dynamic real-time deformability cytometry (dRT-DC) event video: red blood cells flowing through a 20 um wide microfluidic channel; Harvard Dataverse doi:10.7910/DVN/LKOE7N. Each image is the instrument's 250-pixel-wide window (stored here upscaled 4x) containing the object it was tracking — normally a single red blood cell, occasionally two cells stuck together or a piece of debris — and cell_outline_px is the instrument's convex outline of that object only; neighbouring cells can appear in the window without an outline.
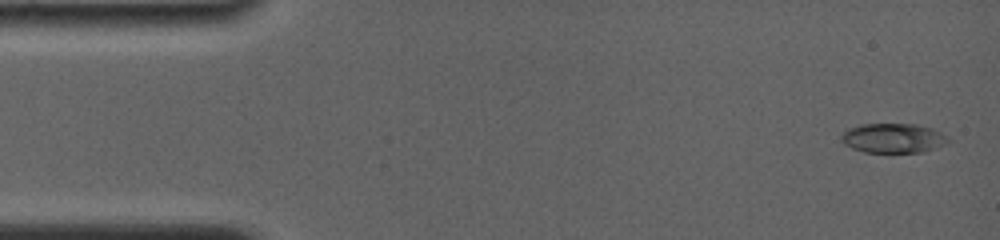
{"species": "common noctule bat (a hibernating species)", "species_latin": "Nyctalus noctula", "temperature_condition": "room temperature", "stored_images_in_passage": 7, "camera_frame_rate_fps": 4000, "um_per_image_px": 0.085, "animal": {"sex": "female", "body_mass_g": 19.0, "forearm_length_mm": 56.7}, "frame": {"image": 1, "passage_image": 1, "time_ms": 0.0, "image_size_px": [1000, 240], "cell_outline_px": [[952, 140], [948, 144], [924, 152], [864, 152], [852, 148], [844, 144], [840, 140], [840, 136], [848, 128], [860, 124], [916, 124], [932, 128], [948, 136]], "centroid_in_image_um": [75.95, 11.74], "position_along_channel_um": 9.0, "area_um2": 18.67}}
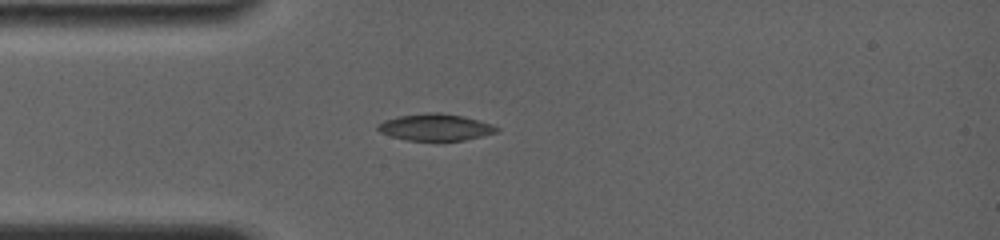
{"frame": {"image": 2, "passage_image": 5, "time_ms": 3.75, "image_size_px": [1000, 240], "cell_outline_px": [[500, 132], [464, 140], [436, 144], [408, 140], [392, 136], [380, 132], [376, 128], [376, 124], [384, 120], [396, 116], [424, 112], [440, 112], [464, 116], [480, 120], [492, 124], [500, 128]], "centroid_in_image_um": [37.03, 10.84], "position_along_channel_um": 48.0, "area_um2": 19.59}}
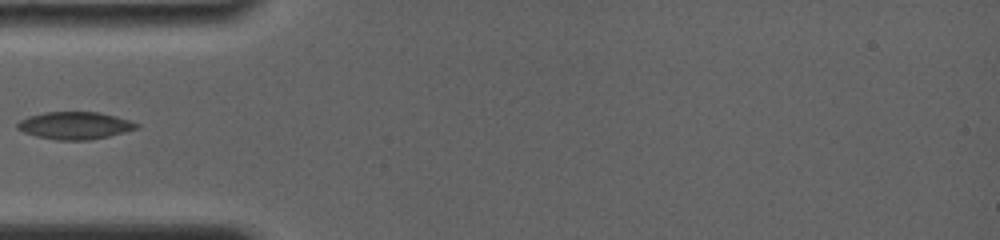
{"frame": {"image": 3, "passage_image": 6, "time_ms": 4.75, "image_size_px": [1000, 240], "cell_outline_px": [[140, 128], [108, 136], [88, 140], [56, 140], [36, 136], [24, 132], [16, 128], [16, 124], [20, 120], [28, 116], [44, 112], [100, 112], [116, 116], [140, 124]], "centroid_in_image_um": [6.36, 10.66], "position_along_channel_um": 78.6, "area_um2": 19.07}}